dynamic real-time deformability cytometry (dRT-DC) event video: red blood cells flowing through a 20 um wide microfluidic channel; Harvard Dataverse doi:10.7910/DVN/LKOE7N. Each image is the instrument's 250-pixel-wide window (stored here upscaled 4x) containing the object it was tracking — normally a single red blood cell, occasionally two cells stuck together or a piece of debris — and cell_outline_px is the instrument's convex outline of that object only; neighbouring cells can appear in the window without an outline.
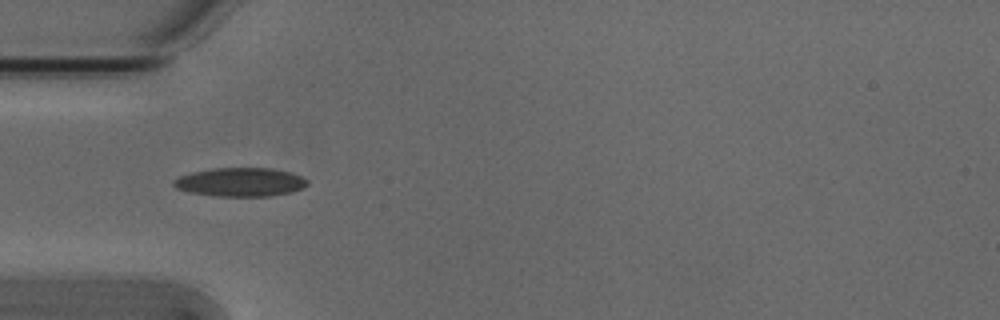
{"species": "Egyptian fruit bat (a non-hibernating species)", "species_latin": "Rousettus aegyptiacus", "temperature_condition": "cold", "stored_images_in_passage": 30, "camera_frame_rate_fps": 3000, "um_per_image_px": 0.085, "animal": {"sex": "male"}, "frame": {"image": 1, "passage_image": 3, "time_ms": 0.667, "image_size_px": [1000, 320], "cell_outline_px": [[308, 184], [292, 192], [272, 196], [216, 196], [188, 192], [176, 188], [172, 184], [172, 180], [180, 176], [192, 172], [212, 168], [272, 168], [292, 172], [308, 180]], "centroid_in_image_um": [20.42, 15.47], "position_along_channel_um": 64.6, "area_um2": 22.48}}
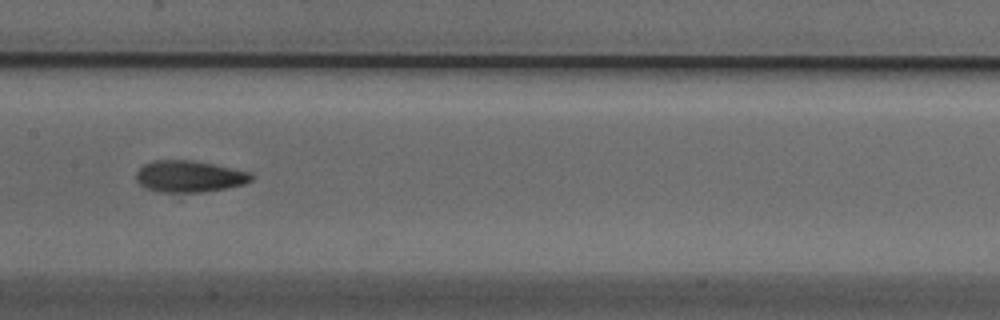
{"frame": {"image": 2, "passage_image": 13, "time_ms": 4.0, "image_size_px": [1000, 320], "cell_outline_px": [[256, 176], [252, 180], [244, 184], [204, 192], [160, 192], [148, 188], [140, 184], [136, 180], [136, 172], [144, 164], [152, 160], [196, 160], [252, 172]], "centroid_in_image_um": [16.13, 14.98], "position_along_channel_um": 191.3, "area_um2": 21.39}}
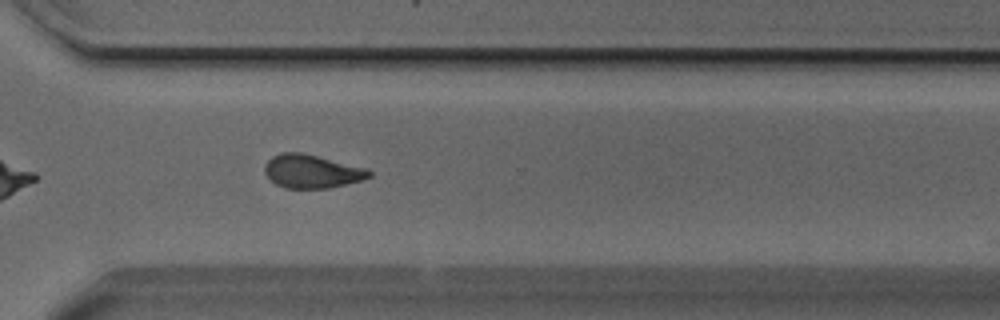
{"frame": {"image": 3, "passage_image": 25, "time_ms": 8.0, "image_size_px": [1000, 320], "cell_outline_px": [[372, 176], [364, 180], [328, 188], [284, 188], [276, 184], [264, 172], [264, 164], [272, 156], [280, 152], [300, 152], [368, 168], [372, 172]], "centroid_in_image_um": [26.52, 14.56], "position_along_channel_um": 344.1, "area_um2": 20.46}}